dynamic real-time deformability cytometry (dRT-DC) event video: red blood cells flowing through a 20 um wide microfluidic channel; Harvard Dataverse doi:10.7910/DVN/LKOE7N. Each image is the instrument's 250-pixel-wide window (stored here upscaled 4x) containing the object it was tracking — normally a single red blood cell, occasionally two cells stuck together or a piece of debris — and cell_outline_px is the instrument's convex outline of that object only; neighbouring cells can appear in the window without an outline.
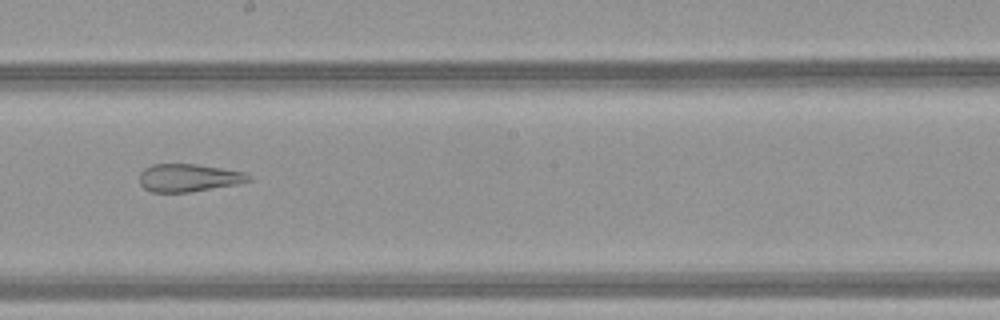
{"species": "common noctule bat (a hibernating species)", "species_latin": "Nyctalus noctula", "temperature_condition": "warm", "stored_images_in_passage": 46, "camera_frame_rate_fps": 3000, "um_per_image_px": 0.085, "animal": {"sex": "female", "body_mass_g": 21.9}, "frame": {"image": 1, "passage_image": 30, "time_ms": 9.667, "image_size_px": [1000, 320], "cell_outline_px": [[252, 180], [236, 184], [188, 192], [152, 192], [144, 188], [140, 184], [140, 172], [144, 168], [152, 164], [196, 164], [244, 172], [252, 176]], "centroid_in_image_um": [16.01, 15.11], "position_along_channel_um": 232.2, "area_um2": 17.57}}
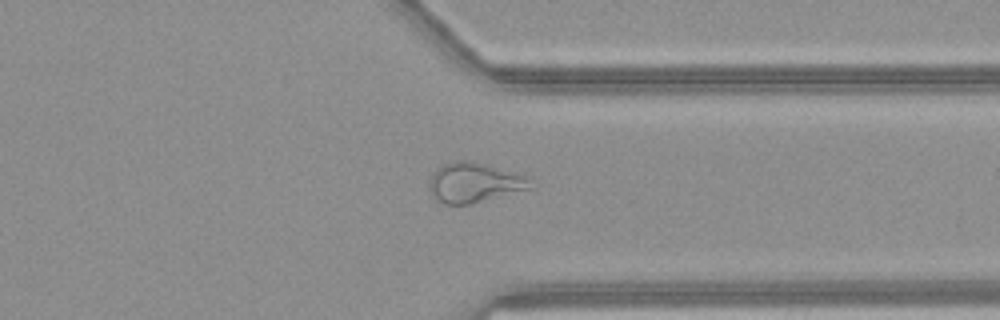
{"frame": {"image": 2, "passage_image": 40, "time_ms": 13.0, "image_size_px": [1000, 320], "cell_outline_px": [[532, 188], [468, 204], [444, 204], [436, 200], [432, 196], [428, 188], [432, 172], [436, 168], [444, 164], [456, 160], [468, 160], [532, 176]], "centroid_in_image_um": [40.32, 15.51], "position_along_channel_um": 371.1, "area_um2": 23.64}}
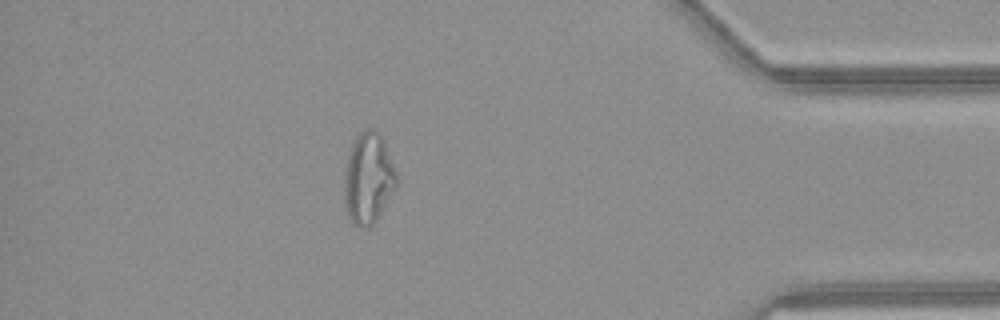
{"frame": {"image": 3, "passage_image": 45, "time_ms": 14.667, "image_size_px": [1000, 320], "cell_outline_px": [[400, 184], [376, 220], [368, 228], [360, 228], [352, 224], [348, 220], [344, 196], [344, 180], [348, 156], [352, 144], [356, 136], [360, 132], [372, 128], [380, 132], [384, 140], [400, 180]], "centroid_in_image_um": [31.34, 15.19], "position_along_channel_um": 403.9, "area_um2": 28.32}, "authors_computed_cell_mechanics": {"area_um2": 26.588, "velocity_mm_per_s": 4.1801, "shape_relaxation_time_tau1_ms": null, "shape_relaxation_time_tau2_ms": 1.806, "deformation_change_tau1": null, "deformation_change_tau2": 0.1195}}